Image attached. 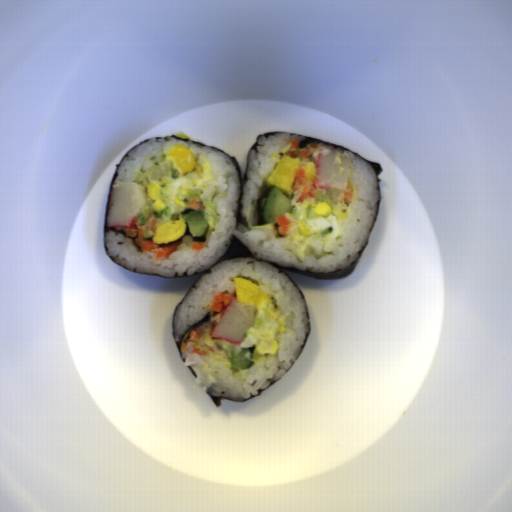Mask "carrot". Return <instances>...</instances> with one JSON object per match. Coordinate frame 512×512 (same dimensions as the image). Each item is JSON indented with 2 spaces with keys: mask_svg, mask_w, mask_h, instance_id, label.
Masks as SVG:
<instances>
[{
  "mask_svg": "<svg viewBox=\"0 0 512 512\" xmlns=\"http://www.w3.org/2000/svg\"><path fill=\"white\" fill-rule=\"evenodd\" d=\"M126 235L127 237H131L133 242H135L142 251H151L155 254L156 258L160 259H166L170 256L182 242L179 240L169 244L156 245L152 240L143 238V227L140 229L134 227L126 229Z\"/></svg>",
  "mask_w": 512,
  "mask_h": 512,
  "instance_id": "b8716197",
  "label": "carrot"
},
{
  "mask_svg": "<svg viewBox=\"0 0 512 512\" xmlns=\"http://www.w3.org/2000/svg\"><path fill=\"white\" fill-rule=\"evenodd\" d=\"M305 172L306 169H304L303 167L296 168L294 179L291 184V189L295 191L298 190L299 188H302V192L295 203L302 204L307 197H313L314 194L316 193V189H314L307 183Z\"/></svg>",
  "mask_w": 512,
  "mask_h": 512,
  "instance_id": "cead05ca",
  "label": "carrot"
},
{
  "mask_svg": "<svg viewBox=\"0 0 512 512\" xmlns=\"http://www.w3.org/2000/svg\"><path fill=\"white\" fill-rule=\"evenodd\" d=\"M201 330L197 327L189 331L185 340L181 342V352H187L197 355H207L202 349L196 347V342L201 338Z\"/></svg>",
  "mask_w": 512,
  "mask_h": 512,
  "instance_id": "1c9b5961",
  "label": "carrot"
},
{
  "mask_svg": "<svg viewBox=\"0 0 512 512\" xmlns=\"http://www.w3.org/2000/svg\"><path fill=\"white\" fill-rule=\"evenodd\" d=\"M319 147H320L319 144L312 143V144H308L304 148H300L298 140L297 139L292 140V142L290 144V148H289V156L291 158H297V157H300L301 159L307 158L309 155H311L312 153L317 151V149H319Z\"/></svg>",
  "mask_w": 512,
  "mask_h": 512,
  "instance_id": "07d2c1c8",
  "label": "carrot"
},
{
  "mask_svg": "<svg viewBox=\"0 0 512 512\" xmlns=\"http://www.w3.org/2000/svg\"><path fill=\"white\" fill-rule=\"evenodd\" d=\"M233 294L218 293L214 295L213 303L210 308L212 312H221L225 307L228 306Z\"/></svg>",
  "mask_w": 512,
  "mask_h": 512,
  "instance_id": "79d8ee17",
  "label": "carrot"
},
{
  "mask_svg": "<svg viewBox=\"0 0 512 512\" xmlns=\"http://www.w3.org/2000/svg\"><path fill=\"white\" fill-rule=\"evenodd\" d=\"M274 219H275V221L278 224L277 233L280 236H284L285 237V235L288 234L289 225L291 223L290 220L287 218V216L285 214L284 215H277Z\"/></svg>",
  "mask_w": 512,
  "mask_h": 512,
  "instance_id": "46ec933d",
  "label": "carrot"
},
{
  "mask_svg": "<svg viewBox=\"0 0 512 512\" xmlns=\"http://www.w3.org/2000/svg\"><path fill=\"white\" fill-rule=\"evenodd\" d=\"M353 198V185L348 182L345 194H344V202L345 204H351Z\"/></svg>",
  "mask_w": 512,
  "mask_h": 512,
  "instance_id": "abdcd85c",
  "label": "carrot"
},
{
  "mask_svg": "<svg viewBox=\"0 0 512 512\" xmlns=\"http://www.w3.org/2000/svg\"><path fill=\"white\" fill-rule=\"evenodd\" d=\"M205 203L201 202L198 199H191L189 202V209H193L196 211H202Z\"/></svg>",
  "mask_w": 512,
  "mask_h": 512,
  "instance_id": "7f4f0e56",
  "label": "carrot"
},
{
  "mask_svg": "<svg viewBox=\"0 0 512 512\" xmlns=\"http://www.w3.org/2000/svg\"><path fill=\"white\" fill-rule=\"evenodd\" d=\"M204 247H205V245H204V243H203V242H197V241H196L194 244H192L191 249H193V250H199V251H200V250L204 249Z\"/></svg>",
  "mask_w": 512,
  "mask_h": 512,
  "instance_id": "942b0fe3",
  "label": "carrot"
}]
</instances>
